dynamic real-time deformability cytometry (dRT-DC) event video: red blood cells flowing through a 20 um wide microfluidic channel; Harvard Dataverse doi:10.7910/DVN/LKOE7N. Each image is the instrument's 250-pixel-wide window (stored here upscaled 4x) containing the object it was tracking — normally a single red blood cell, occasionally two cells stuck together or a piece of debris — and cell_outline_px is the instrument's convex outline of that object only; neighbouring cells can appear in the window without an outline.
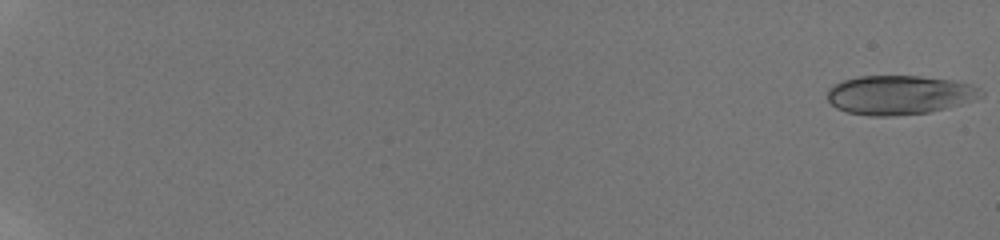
{"species": "human", "species_latin": "Homo sapiens", "temperature_condition": "room temperature", "stored_images_in_passage": 50, "camera_frame_rate_fps": 3000, "um_per_image_px": 0.085, "donor": {"sex": "male"}, "frame": {"image": 1, "passage_image": 1, "time_ms": 0.0, "image_size_px": [1000, 240], "cell_outline_px": [[984, 96], [976, 100], [928, 112], [892, 116], [868, 116], [848, 112], [836, 108], [828, 100], [828, 88], [844, 80], [860, 76], [920, 76], [952, 80], [972, 84], [980, 88], [984, 92]], "centroid_in_image_um": [76.49, 8.07], "position_along_channel_um": 8.5, "area_um2": 35.08}}
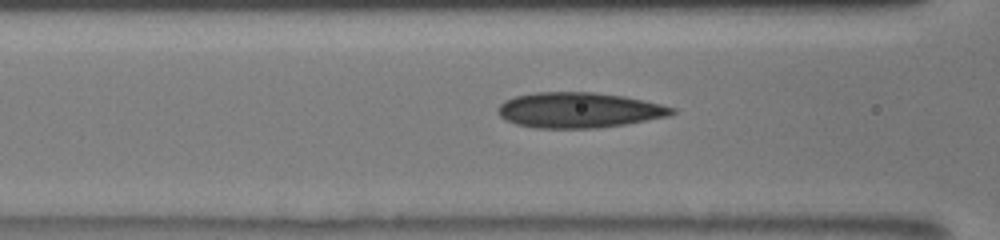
{"frame": {"image": 2, "passage_image": 25, "time_ms": 9.0, "image_size_px": [1000, 240], "cell_outline_px": [[676, 112], [668, 116], [624, 124], [596, 128], [536, 128], [516, 124], [504, 120], [496, 112], [496, 108], [504, 100], [516, 96], [536, 92], [592, 92], [624, 96], [660, 104], [676, 108]], "centroid_in_image_um": [49.16, 9.36], "position_along_channel_um": 117.4, "area_um2": 35.89}}
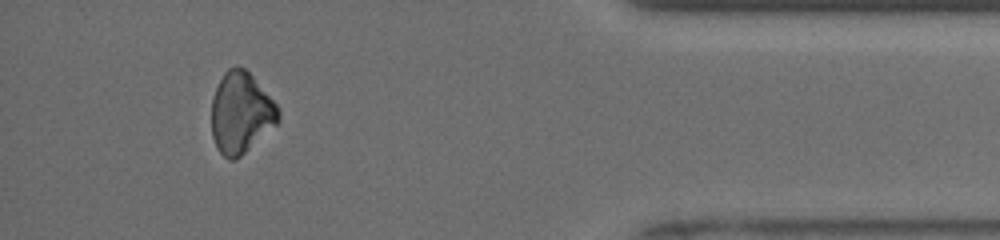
{"frame": {"image": 3, "passage_image": 48, "time_ms": 17.333, "image_size_px": [1000, 240], "cell_outline_px": [[280, 120], [276, 124], [236, 160], [228, 160], [216, 148], [212, 136], [212, 100], [216, 88], [224, 72], [228, 68], [244, 68], [252, 76], [280, 108]], "centroid_in_image_um": [20.47, 9.62], "position_along_channel_um": 414.7, "area_um2": 31.27}, "authors_computed_cell_mechanics": {"area_um2": 34.3621, "velocity_mm_per_s": 3.9821, "shape_relaxation_time_tau1_ms": 6.4685, "shape_relaxation_time_tau2_ms": null, "deformation_change_tau1": 0.1071, "deformation_change_tau2": null}}